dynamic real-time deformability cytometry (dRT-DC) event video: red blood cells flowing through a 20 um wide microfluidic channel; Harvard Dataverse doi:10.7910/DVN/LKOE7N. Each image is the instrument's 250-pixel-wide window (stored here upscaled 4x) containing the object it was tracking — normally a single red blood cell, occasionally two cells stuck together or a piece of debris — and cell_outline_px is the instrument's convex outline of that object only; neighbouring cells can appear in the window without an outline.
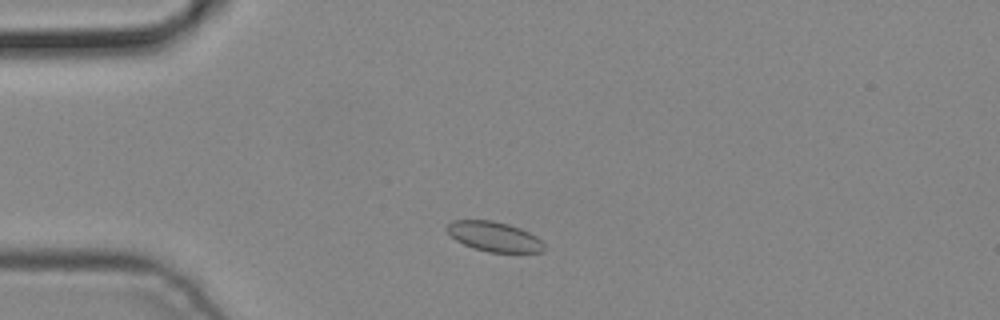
{"species": "common noctule bat (a hibernating species)", "species_latin": "Nyctalus noctula", "temperature_condition": "cold", "stored_images_in_passage": 4, "camera_frame_rate_fps": 3000, "um_per_image_px": 0.085, "animal": {"sex": "male", "body_mass_g": 19.2, "forearm_length_mm": 51.8}, "frame": {"image": 1, "passage_image": 2, "time_ms": 0.333, "image_size_px": [1000, 320], "cell_outline_px": [[544, 252], [488, 252], [472, 248], [456, 240], [444, 228], [452, 220], [492, 220], [508, 224], [520, 228], [536, 236], [544, 244]], "centroid_in_image_um": [41.98, 20.11], "position_along_channel_um": 43.0, "area_um2": 16.88}}
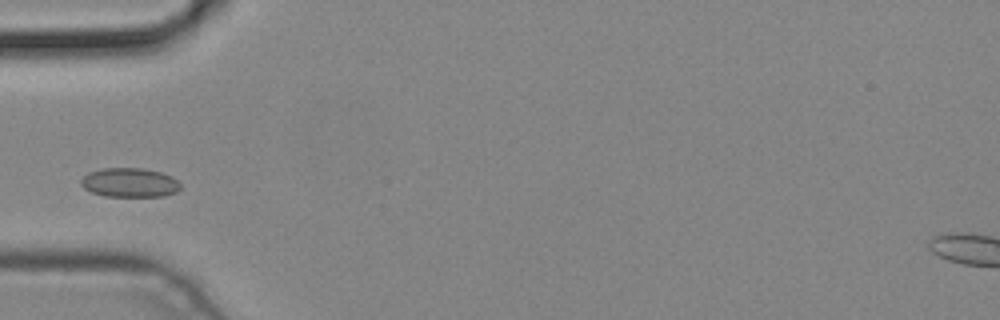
{"frame": {"image": 2, "passage_image": 3, "time_ms": 0.667, "image_size_px": [1000, 320], "cell_outline_px": [[180, 188], [176, 192], [164, 196], [104, 196], [92, 192], [84, 188], [80, 184], [80, 180], [88, 172], [104, 168], [144, 168], [160, 172], [172, 176], [180, 184]], "centroid_in_image_um": [11.01, 15.51], "position_along_channel_um": 74.0, "area_um2": 16.94}}
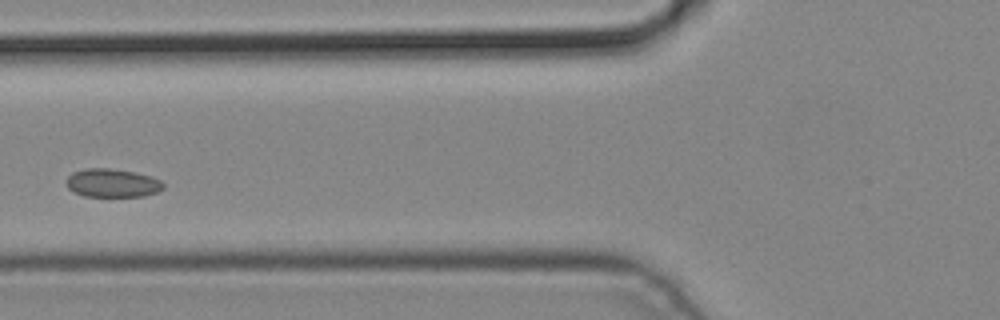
{"frame": {"image": 3, "passage_image": 4, "time_ms": 1.0, "image_size_px": [1000, 320], "cell_outline_px": [[164, 188], [156, 192], [144, 196], [84, 196], [68, 188], [68, 176], [72, 172], [88, 168], [108, 168], [136, 172], [152, 176], [160, 180], [164, 184]], "centroid_in_image_um": [9.59, 15.55], "position_along_channel_um": 116.2, "area_um2": 15.95}}